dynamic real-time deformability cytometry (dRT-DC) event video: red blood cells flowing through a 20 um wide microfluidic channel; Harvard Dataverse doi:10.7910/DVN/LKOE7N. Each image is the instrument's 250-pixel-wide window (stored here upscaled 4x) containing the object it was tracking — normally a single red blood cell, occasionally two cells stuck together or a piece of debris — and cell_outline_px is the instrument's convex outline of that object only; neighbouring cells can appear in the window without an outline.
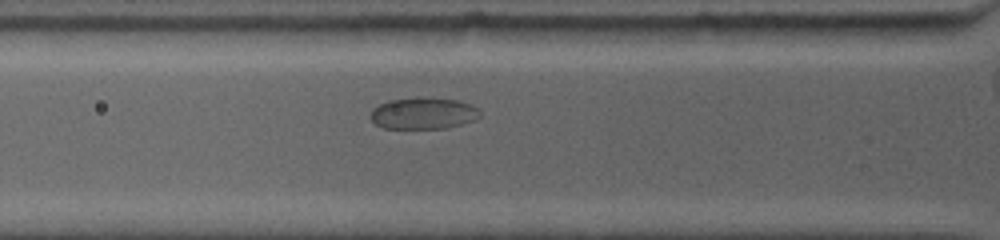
{"species": "common noctule bat (a hibernating species)", "species_latin": "Nyctalus noctula", "temperature_condition": "warm", "stored_images_in_passage": 16, "camera_frame_rate_fps": 4500, "um_per_image_px": 0.085, "animal": {"sex": "female", "body_mass_g": 19.0, "forearm_length_mm": 53.3}, "frame": {"image": 1, "passage_image": 3, "time_ms": 1.111, "image_size_px": [1000, 240], "cell_outline_px": [[480, 116], [476, 120], [448, 128], [384, 128], [376, 124], [368, 116], [372, 108], [388, 100], [456, 100], [468, 104], [476, 108], [480, 112]], "centroid_in_image_um": [35.95, 9.68], "position_along_channel_um": 89.8, "area_um2": 19.36}}
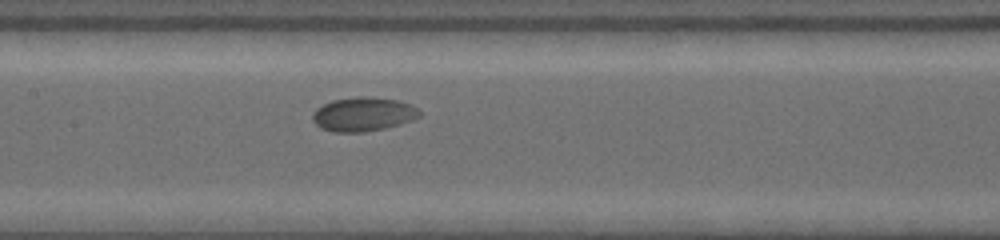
{"frame": {"image": 2, "passage_image": 9, "time_ms": 3.556, "image_size_px": [1000, 240], "cell_outline_px": [[420, 116], [412, 120], [400, 124], [384, 128], [364, 132], [332, 132], [320, 128], [312, 120], [312, 112], [316, 108], [332, 100], [356, 96], [368, 96], [396, 100], [412, 104], [420, 112]], "centroid_in_image_um": [30.84, 9.7], "position_along_channel_um": 176.6, "area_um2": 21.33}}
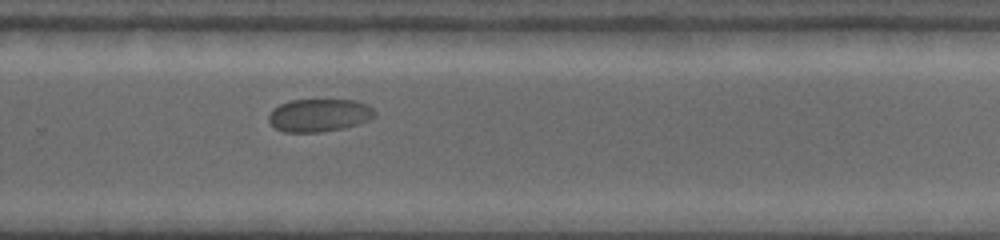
{"frame": {"image": 3, "passage_image": 16, "time_ms": 7.111, "image_size_px": [1000, 240], "cell_outline_px": [[376, 116], [368, 120], [344, 128], [320, 132], [284, 132], [276, 128], [268, 120], [268, 116], [272, 108], [280, 104], [292, 100], [356, 100], [368, 104], [376, 112]], "centroid_in_image_um": [27.13, 9.79], "position_along_channel_um": 302.7, "area_um2": 20.35}}